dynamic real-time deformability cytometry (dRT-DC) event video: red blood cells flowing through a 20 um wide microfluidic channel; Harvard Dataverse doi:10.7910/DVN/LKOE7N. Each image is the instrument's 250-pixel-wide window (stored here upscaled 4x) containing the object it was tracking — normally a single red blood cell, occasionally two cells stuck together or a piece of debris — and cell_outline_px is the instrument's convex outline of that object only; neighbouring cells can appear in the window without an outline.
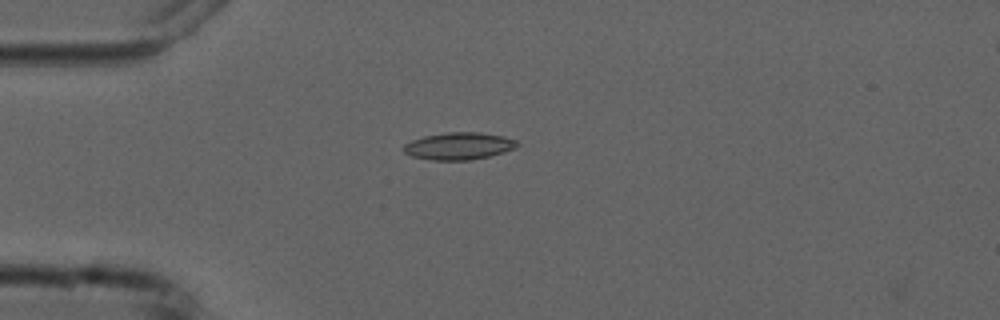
{"species": "common noctule bat (a hibernating species)", "species_latin": "Nyctalus noctula", "temperature_condition": "cold", "stored_images_in_passage": 3, "camera_frame_rate_fps": 3000, "um_per_image_px": 0.085, "animal": {"sex": "male", "forearm_length_mm": 52.5}, "frame": {"image": 1, "passage_image": 2, "time_ms": 1.0, "image_size_px": [1000, 320], "cell_outline_px": [[520, 144], [504, 152], [472, 160], [432, 160], [412, 156], [404, 152], [404, 144], [412, 140], [424, 136], [448, 132], [480, 132], [504, 136], [516, 140]], "centroid_in_image_um": [39.0, 12.41], "position_along_channel_um": 46.0, "area_um2": 17.92}}
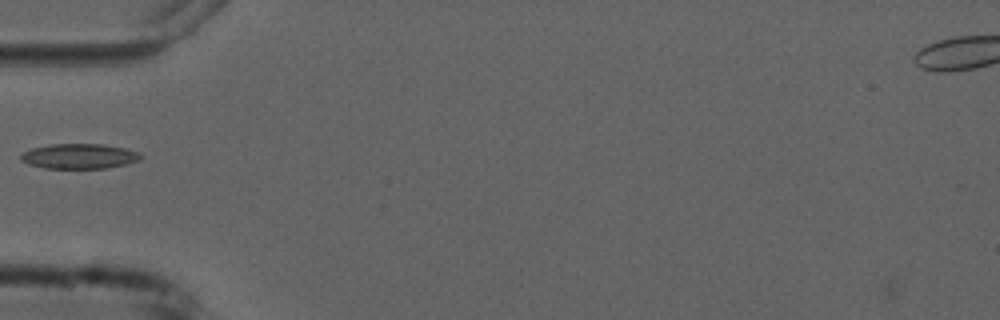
{"frame": {"image": 2, "passage_image": 3, "time_ms": 2.333, "image_size_px": [1000, 320], "cell_outline_px": [[144, 156], [140, 160], [124, 164], [104, 168], [44, 168], [28, 164], [20, 160], [20, 156], [24, 152], [32, 148], [48, 144], [104, 144], [124, 148], [140, 152]], "centroid_in_image_um": [6.74, 13.27], "position_along_channel_um": 78.3, "area_um2": 17.51}}